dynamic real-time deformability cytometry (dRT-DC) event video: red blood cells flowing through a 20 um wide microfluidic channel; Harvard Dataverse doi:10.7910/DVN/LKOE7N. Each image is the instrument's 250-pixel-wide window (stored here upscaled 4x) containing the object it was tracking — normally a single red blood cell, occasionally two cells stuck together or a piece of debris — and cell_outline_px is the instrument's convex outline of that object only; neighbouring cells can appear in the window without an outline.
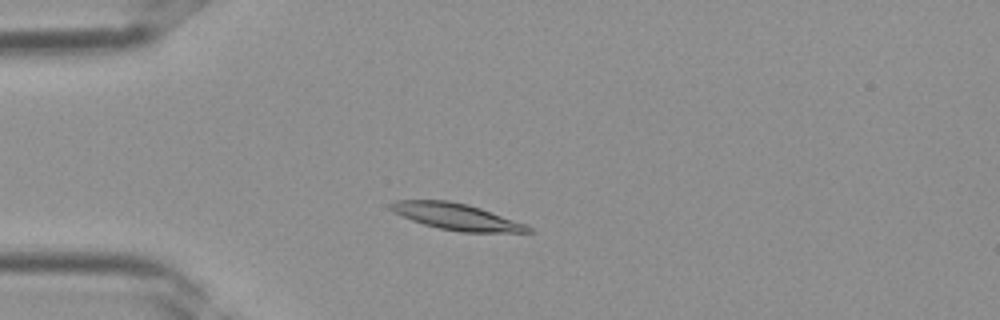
{"species": "Egyptian fruit bat (a non-hibernating species)", "species_latin": "Rousettus aegyptiacus", "temperature_condition": "room temperature", "stored_images_in_passage": 33, "camera_frame_rate_fps": 3000, "um_per_image_px": 0.085, "frame": {"image": 1, "passage_image": 6, "time_ms": 1.667, "image_size_px": [1000, 320], "cell_outline_px": [[536, 232], [460, 232], [440, 228], [424, 224], [412, 220], [388, 208], [388, 204], [396, 200], [448, 200], [468, 204], [528, 224]], "centroid_in_image_um": [38.85, 18.41], "position_along_channel_um": 46.2, "area_um2": 21.15}}
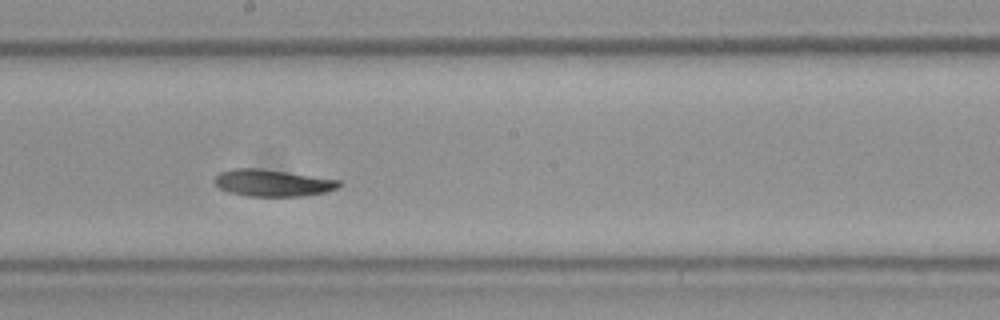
{"frame": {"image": 2, "passage_image": 17, "time_ms": 5.333, "image_size_px": [1000, 320], "cell_outline_px": [[340, 184], [336, 188], [324, 192], [300, 196], [248, 196], [228, 192], [220, 188], [212, 180], [220, 172], [236, 168], [260, 168], [340, 180]], "centroid_in_image_um": [23.12, 15.54], "position_along_channel_um": 225.1, "area_um2": 19.25}}
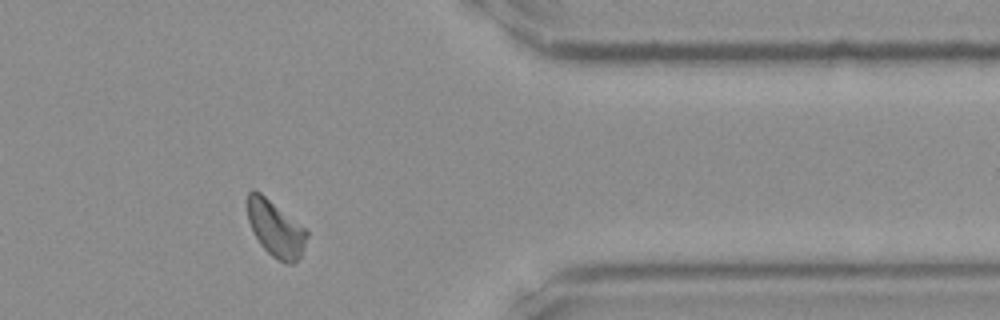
{"frame": {"image": 3, "passage_image": 27, "time_ms": 8.667, "image_size_px": [1000, 320], "cell_outline_px": [[308, 236], [300, 256], [292, 264], [284, 264], [272, 256], [260, 244], [248, 220], [248, 192], [252, 188], [260, 192], [304, 228], [308, 232]], "centroid_in_image_um": [23.42, 19.45], "position_along_channel_um": 388.0, "area_um2": 18.96}}